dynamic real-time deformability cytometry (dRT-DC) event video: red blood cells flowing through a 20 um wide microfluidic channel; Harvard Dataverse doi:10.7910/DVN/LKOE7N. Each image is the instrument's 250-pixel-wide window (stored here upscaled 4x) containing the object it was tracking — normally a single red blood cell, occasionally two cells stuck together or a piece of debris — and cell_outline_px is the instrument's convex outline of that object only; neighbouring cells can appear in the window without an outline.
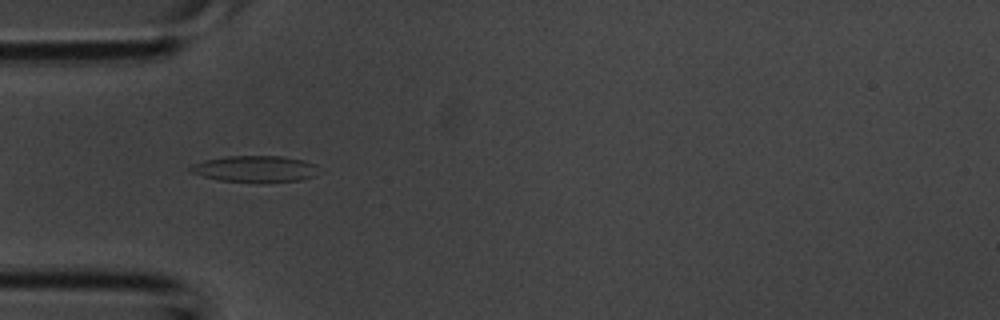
{"species": "common noctule bat (a hibernating species)", "species_latin": "Nyctalus noctula", "temperature_condition": "room temperature", "stored_images_in_passage": 3, "camera_frame_rate_fps": 3000, "um_per_image_px": 0.085, "animal": {"sex": "male", "body_mass_g": 20.1, "forearm_length_mm": 53.5}, "frame": {"image": 1, "passage_image": 3, "time_ms": 0.667, "image_size_px": [1000, 320], "cell_outline_px": [[324, 172], [300, 180], [268, 184], [260, 184], [220, 180], [204, 176], [192, 172], [188, 168], [204, 160], [224, 156], [280, 156], [304, 160], [316, 164]], "centroid_in_image_um": [21.8, 14.38], "position_along_channel_um": 63.2, "area_um2": 20.35}}